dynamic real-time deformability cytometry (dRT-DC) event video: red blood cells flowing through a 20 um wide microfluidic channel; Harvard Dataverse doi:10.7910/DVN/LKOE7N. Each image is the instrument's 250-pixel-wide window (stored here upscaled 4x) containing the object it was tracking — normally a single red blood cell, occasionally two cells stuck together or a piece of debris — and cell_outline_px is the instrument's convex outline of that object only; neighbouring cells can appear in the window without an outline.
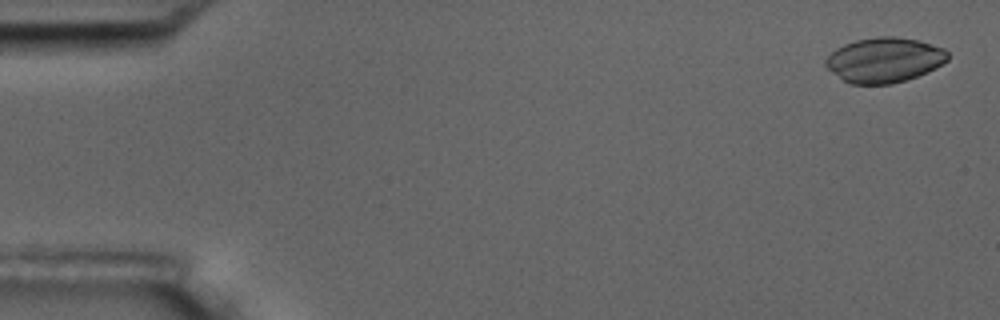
{"species": "common noctule bat (a hibernating species)", "species_latin": "Nyctalus noctula", "temperature_condition": "room temperature", "stored_images_in_passage": 5, "segment_of_instrument_passage": [2, 2], "camera_frame_rate_fps": 3000, "um_per_image_px": 0.085, "animal": {"sex": "male", "body_mass_g": 17.5, "forearm_length_mm": 52.3}, "frame": {"image": 1, "passage_image": 5, "time_ms": 5.667, "image_size_px": [1000, 320], "cell_outline_px": [[948, 60], [916, 76], [892, 84], [852, 84], [844, 80], [832, 72], [824, 64], [824, 60], [836, 48], [844, 44], [856, 40], [880, 36], [892, 36], [920, 40], [944, 48], [948, 52]], "centroid_in_image_um": [75.14, 5.08], "position_along_channel_um": 9.9, "area_um2": 31.67}}